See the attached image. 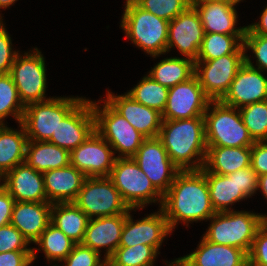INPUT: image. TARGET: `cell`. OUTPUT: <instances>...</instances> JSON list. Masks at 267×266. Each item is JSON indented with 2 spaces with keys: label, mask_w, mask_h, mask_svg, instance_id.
<instances>
[{
  "label": "cell",
  "mask_w": 267,
  "mask_h": 266,
  "mask_svg": "<svg viewBox=\"0 0 267 266\" xmlns=\"http://www.w3.org/2000/svg\"><path fill=\"white\" fill-rule=\"evenodd\" d=\"M161 209L172 231L179 222L188 227L191 222L211 218L216 212L205 174L201 170L180 171L163 195Z\"/></svg>",
  "instance_id": "1"
},
{
  "label": "cell",
  "mask_w": 267,
  "mask_h": 266,
  "mask_svg": "<svg viewBox=\"0 0 267 266\" xmlns=\"http://www.w3.org/2000/svg\"><path fill=\"white\" fill-rule=\"evenodd\" d=\"M158 138L180 171L203 168L207 152L204 117L162 120Z\"/></svg>",
  "instance_id": "2"
},
{
  "label": "cell",
  "mask_w": 267,
  "mask_h": 266,
  "mask_svg": "<svg viewBox=\"0 0 267 266\" xmlns=\"http://www.w3.org/2000/svg\"><path fill=\"white\" fill-rule=\"evenodd\" d=\"M120 27L126 38L153 58L167 53L169 21L126 0Z\"/></svg>",
  "instance_id": "3"
},
{
  "label": "cell",
  "mask_w": 267,
  "mask_h": 266,
  "mask_svg": "<svg viewBox=\"0 0 267 266\" xmlns=\"http://www.w3.org/2000/svg\"><path fill=\"white\" fill-rule=\"evenodd\" d=\"M264 214L248 211L216 212L203 237L209 242L233 246L249 253L257 230L264 224Z\"/></svg>",
  "instance_id": "4"
},
{
  "label": "cell",
  "mask_w": 267,
  "mask_h": 266,
  "mask_svg": "<svg viewBox=\"0 0 267 266\" xmlns=\"http://www.w3.org/2000/svg\"><path fill=\"white\" fill-rule=\"evenodd\" d=\"M205 119V139L207 147H251L254 144L239 109L210 101Z\"/></svg>",
  "instance_id": "5"
},
{
  "label": "cell",
  "mask_w": 267,
  "mask_h": 266,
  "mask_svg": "<svg viewBox=\"0 0 267 266\" xmlns=\"http://www.w3.org/2000/svg\"><path fill=\"white\" fill-rule=\"evenodd\" d=\"M92 102L95 131L112 147L116 158H132L146 137L137 131L106 100L102 108ZM117 151V152H116Z\"/></svg>",
  "instance_id": "6"
},
{
  "label": "cell",
  "mask_w": 267,
  "mask_h": 266,
  "mask_svg": "<svg viewBox=\"0 0 267 266\" xmlns=\"http://www.w3.org/2000/svg\"><path fill=\"white\" fill-rule=\"evenodd\" d=\"M131 209H143L149 203H160L163 195L132 158H116L108 176Z\"/></svg>",
  "instance_id": "7"
},
{
  "label": "cell",
  "mask_w": 267,
  "mask_h": 266,
  "mask_svg": "<svg viewBox=\"0 0 267 266\" xmlns=\"http://www.w3.org/2000/svg\"><path fill=\"white\" fill-rule=\"evenodd\" d=\"M84 98L52 97L44 102L28 104L21 124L28 140L48 141L62 121Z\"/></svg>",
  "instance_id": "8"
},
{
  "label": "cell",
  "mask_w": 267,
  "mask_h": 266,
  "mask_svg": "<svg viewBox=\"0 0 267 266\" xmlns=\"http://www.w3.org/2000/svg\"><path fill=\"white\" fill-rule=\"evenodd\" d=\"M74 204L89 219L127 214L131 209L108 176L87 177Z\"/></svg>",
  "instance_id": "9"
},
{
  "label": "cell",
  "mask_w": 267,
  "mask_h": 266,
  "mask_svg": "<svg viewBox=\"0 0 267 266\" xmlns=\"http://www.w3.org/2000/svg\"><path fill=\"white\" fill-rule=\"evenodd\" d=\"M45 58L38 48L31 52H25L22 56L19 53L9 74L18 90L21 102L26 107L28 104L44 102L47 88Z\"/></svg>",
  "instance_id": "10"
},
{
  "label": "cell",
  "mask_w": 267,
  "mask_h": 266,
  "mask_svg": "<svg viewBox=\"0 0 267 266\" xmlns=\"http://www.w3.org/2000/svg\"><path fill=\"white\" fill-rule=\"evenodd\" d=\"M242 44L233 54L207 61H195V76L211 101H220L227 93L238 69L245 62Z\"/></svg>",
  "instance_id": "11"
},
{
  "label": "cell",
  "mask_w": 267,
  "mask_h": 266,
  "mask_svg": "<svg viewBox=\"0 0 267 266\" xmlns=\"http://www.w3.org/2000/svg\"><path fill=\"white\" fill-rule=\"evenodd\" d=\"M132 159L162 195L168 191L180 172L158 137L146 138Z\"/></svg>",
  "instance_id": "12"
},
{
  "label": "cell",
  "mask_w": 267,
  "mask_h": 266,
  "mask_svg": "<svg viewBox=\"0 0 267 266\" xmlns=\"http://www.w3.org/2000/svg\"><path fill=\"white\" fill-rule=\"evenodd\" d=\"M211 100L194 75L189 80L169 88L162 120H183L204 117Z\"/></svg>",
  "instance_id": "13"
},
{
  "label": "cell",
  "mask_w": 267,
  "mask_h": 266,
  "mask_svg": "<svg viewBox=\"0 0 267 266\" xmlns=\"http://www.w3.org/2000/svg\"><path fill=\"white\" fill-rule=\"evenodd\" d=\"M115 159L112 147L96 131L70 151V164L87 177L109 176Z\"/></svg>",
  "instance_id": "14"
},
{
  "label": "cell",
  "mask_w": 267,
  "mask_h": 266,
  "mask_svg": "<svg viewBox=\"0 0 267 266\" xmlns=\"http://www.w3.org/2000/svg\"><path fill=\"white\" fill-rule=\"evenodd\" d=\"M205 32L193 5L169 22L167 52L175 46L182 56L197 60Z\"/></svg>",
  "instance_id": "15"
},
{
  "label": "cell",
  "mask_w": 267,
  "mask_h": 266,
  "mask_svg": "<svg viewBox=\"0 0 267 266\" xmlns=\"http://www.w3.org/2000/svg\"><path fill=\"white\" fill-rule=\"evenodd\" d=\"M95 131L92 102L84 99L62 120L48 142L71 151Z\"/></svg>",
  "instance_id": "16"
},
{
  "label": "cell",
  "mask_w": 267,
  "mask_h": 266,
  "mask_svg": "<svg viewBox=\"0 0 267 266\" xmlns=\"http://www.w3.org/2000/svg\"><path fill=\"white\" fill-rule=\"evenodd\" d=\"M126 214L124 227L120 237L119 247H131L137 244L153 246L158 252L166 236L172 233L164 212L160 208L158 212L133 221L130 214Z\"/></svg>",
  "instance_id": "17"
},
{
  "label": "cell",
  "mask_w": 267,
  "mask_h": 266,
  "mask_svg": "<svg viewBox=\"0 0 267 266\" xmlns=\"http://www.w3.org/2000/svg\"><path fill=\"white\" fill-rule=\"evenodd\" d=\"M263 73L244 62L220 101L240 109L246 105L267 100V77Z\"/></svg>",
  "instance_id": "18"
},
{
  "label": "cell",
  "mask_w": 267,
  "mask_h": 266,
  "mask_svg": "<svg viewBox=\"0 0 267 266\" xmlns=\"http://www.w3.org/2000/svg\"><path fill=\"white\" fill-rule=\"evenodd\" d=\"M106 101L146 138L158 137L162 113L135 101L129 94L114 95L107 90Z\"/></svg>",
  "instance_id": "19"
},
{
  "label": "cell",
  "mask_w": 267,
  "mask_h": 266,
  "mask_svg": "<svg viewBox=\"0 0 267 266\" xmlns=\"http://www.w3.org/2000/svg\"><path fill=\"white\" fill-rule=\"evenodd\" d=\"M2 183L15 202L49 203L43 173L29 167L25 162L7 172Z\"/></svg>",
  "instance_id": "20"
},
{
  "label": "cell",
  "mask_w": 267,
  "mask_h": 266,
  "mask_svg": "<svg viewBox=\"0 0 267 266\" xmlns=\"http://www.w3.org/2000/svg\"><path fill=\"white\" fill-rule=\"evenodd\" d=\"M125 219L126 214L89 219L81 244L99 254L101 248L106 249L104 259L107 261L119 247Z\"/></svg>",
  "instance_id": "21"
},
{
  "label": "cell",
  "mask_w": 267,
  "mask_h": 266,
  "mask_svg": "<svg viewBox=\"0 0 267 266\" xmlns=\"http://www.w3.org/2000/svg\"><path fill=\"white\" fill-rule=\"evenodd\" d=\"M179 259L184 266H249L246 251L209 242L203 236L195 251Z\"/></svg>",
  "instance_id": "22"
},
{
  "label": "cell",
  "mask_w": 267,
  "mask_h": 266,
  "mask_svg": "<svg viewBox=\"0 0 267 266\" xmlns=\"http://www.w3.org/2000/svg\"><path fill=\"white\" fill-rule=\"evenodd\" d=\"M199 13L205 33L227 35H244L246 26L235 27L237 24L236 4L222 1H203L193 4Z\"/></svg>",
  "instance_id": "23"
},
{
  "label": "cell",
  "mask_w": 267,
  "mask_h": 266,
  "mask_svg": "<svg viewBox=\"0 0 267 266\" xmlns=\"http://www.w3.org/2000/svg\"><path fill=\"white\" fill-rule=\"evenodd\" d=\"M44 188L49 203L74 202L87 176L71 164L43 172Z\"/></svg>",
  "instance_id": "24"
},
{
  "label": "cell",
  "mask_w": 267,
  "mask_h": 266,
  "mask_svg": "<svg viewBox=\"0 0 267 266\" xmlns=\"http://www.w3.org/2000/svg\"><path fill=\"white\" fill-rule=\"evenodd\" d=\"M51 203L15 202L10 224L16 227L29 243H35L51 219Z\"/></svg>",
  "instance_id": "25"
},
{
  "label": "cell",
  "mask_w": 267,
  "mask_h": 266,
  "mask_svg": "<svg viewBox=\"0 0 267 266\" xmlns=\"http://www.w3.org/2000/svg\"><path fill=\"white\" fill-rule=\"evenodd\" d=\"M251 147H207L202 172L229 175L250 166Z\"/></svg>",
  "instance_id": "26"
},
{
  "label": "cell",
  "mask_w": 267,
  "mask_h": 266,
  "mask_svg": "<svg viewBox=\"0 0 267 266\" xmlns=\"http://www.w3.org/2000/svg\"><path fill=\"white\" fill-rule=\"evenodd\" d=\"M25 163L39 172L70 165V151L48 141L28 140Z\"/></svg>",
  "instance_id": "27"
},
{
  "label": "cell",
  "mask_w": 267,
  "mask_h": 266,
  "mask_svg": "<svg viewBox=\"0 0 267 266\" xmlns=\"http://www.w3.org/2000/svg\"><path fill=\"white\" fill-rule=\"evenodd\" d=\"M20 130L0 125V174L4 176L17 165L25 162L28 142L25 129L19 123Z\"/></svg>",
  "instance_id": "28"
},
{
  "label": "cell",
  "mask_w": 267,
  "mask_h": 266,
  "mask_svg": "<svg viewBox=\"0 0 267 266\" xmlns=\"http://www.w3.org/2000/svg\"><path fill=\"white\" fill-rule=\"evenodd\" d=\"M88 216L74 202L53 203L50 222L76 244L84 238Z\"/></svg>",
  "instance_id": "29"
},
{
  "label": "cell",
  "mask_w": 267,
  "mask_h": 266,
  "mask_svg": "<svg viewBox=\"0 0 267 266\" xmlns=\"http://www.w3.org/2000/svg\"><path fill=\"white\" fill-rule=\"evenodd\" d=\"M208 182L209 195L215 212H227L233 210L230 205L247 200V198L238 191L236 184V175H218L210 172H203Z\"/></svg>",
  "instance_id": "30"
},
{
  "label": "cell",
  "mask_w": 267,
  "mask_h": 266,
  "mask_svg": "<svg viewBox=\"0 0 267 266\" xmlns=\"http://www.w3.org/2000/svg\"><path fill=\"white\" fill-rule=\"evenodd\" d=\"M148 75L162 86L171 88L195 75V61L187 57L164 58L149 71Z\"/></svg>",
  "instance_id": "31"
},
{
  "label": "cell",
  "mask_w": 267,
  "mask_h": 266,
  "mask_svg": "<svg viewBox=\"0 0 267 266\" xmlns=\"http://www.w3.org/2000/svg\"><path fill=\"white\" fill-rule=\"evenodd\" d=\"M35 244L44 252L48 262H62L76 243L50 222Z\"/></svg>",
  "instance_id": "32"
},
{
  "label": "cell",
  "mask_w": 267,
  "mask_h": 266,
  "mask_svg": "<svg viewBox=\"0 0 267 266\" xmlns=\"http://www.w3.org/2000/svg\"><path fill=\"white\" fill-rule=\"evenodd\" d=\"M244 41V35L205 33L196 61H207L233 54Z\"/></svg>",
  "instance_id": "33"
},
{
  "label": "cell",
  "mask_w": 267,
  "mask_h": 266,
  "mask_svg": "<svg viewBox=\"0 0 267 266\" xmlns=\"http://www.w3.org/2000/svg\"><path fill=\"white\" fill-rule=\"evenodd\" d=\"M168 91L169 88L162 86L152 77L146 75L126 93L140 104L163 113L167 104Z\"/></svg>",
  "instance_id": "34"
},
{
  "label": "cell",
  "mask_w": 267,
  "mask_h": 266,
  "mask_svg": "<svg viewBox=\"0 0 267 266\" xmlns=\"http://www.w3.org/2000/svg\"><path fill=\"white\" fill-rule=\"evenodd\" d=\"M157 253L153 246L144 244L118 247L107 262L111 266H154Z\"/></svg>",
  "instance_id": "35"
},
{
  "label": "cell",
  "mask_w": 267,
  "mask_h": 266,
  "mask_svg": "<svg viewBox=\"0 0 267 266\" xmlns=\"http://www.w3.org/2000/svg\"><path fill=\"white\" fill-rule=\"evenodd\" d=\"M24 109L11 75L0 74V125L5 124V118L10 115L21 123Z\"/></svg>",
  "instance_id": "36"
},
{
  "label": "cell",
  "mask_w": 267,
  "mask_h": 266,
  "mask_svg": "<svg viewBox=\"0 0 267 266\" xmlns=\"http://www.w3.org/2000/svg\"><path fill=\"white\" fill-rule=\"evenodd\" d=\"M239 112L253 141H267V100L241 107Z\"/></svg>",
  "instance_id": "37"
},
{
  "label": "cell",
  "mask_w": 267,
  "mask_h": 266,
  "mask_svg": "<svg viewBox=\"0 0 267 266\" xmlns=\"http://www.w3.org/2000/svg\"><path fill=\"white\" fill-rule=\"evenodd\" d=\"M143 10L167 21L176 18L191 4L190 0H133Z\"/></svg>",
  "instance_id": "38"
},
{
  "label": "cell",
  "mask_w": 267,
  "mask_h": 266,
  "mask_svg": "<svg viewBox=\"0 0 267 266\" xmlns=\"http://www.w3.org/2000/svg\"><path fill=\"white\" fill-rule=\"evenodd\" d=\"M245 52L251 49L256 57V65L250 59V56L245 53V62L253 68L267 72V35L253 34L247 27L244 34L243 41ZM257 66V67H256Z\"/></svg>",
  "instance_id": "39"
},
{
  "label": "cell",
  "mask_w": 267,
  "mask_h": 266,
  "mask_svg": "<svg viewBox=\"0 0 267 266\" xmlns=\"http://www.w3.org/2000/svg\"><path fill=\"white\" fill-rule=\"evenodd\" d=\"M30 243L22 233L12 224L0 227V253L11 251H33V262L36 259V251L39 248L28 247ZM35 249V250H34Z\"/></svg>",
  "instance_id": "40"
},
{
  "label": "cell",
  "mask_w": 267,
  "mask_h": 266,
  "mask_svg": "<svg viewBox=\"0 0 267 266\" xmlns=\"http://www.w3.org/2000/svg\"><path fill=\"white\" fill-rule=\"evenodd\" d=\"M100 256L93 249L78 243L62 262L63 266H102L107 261L105 259L101 261Z\"/></svg>",
  "instance_id": "41"
},
{
  "label": "cell",
  "mask_w": 267,
  "mask_h": 266,
  "mask_svg": "<svg viewBox=\"0 0 267 266\" xmlns=\"http://www.w3.org/2000/svg\"><path fill=\"white\" fill-rule=\"evenodd\" d=\"M249 266H267V225L263 224L256 232L248 253Z\"/></svg>",
  "instance_id": "42"
},
{
  "label": "cell",
  "mask_w": 267,
  "mask_h": 266,
  "mask_svg": "<svg viewBox=\"0 0 267 266\" xmlns=\"http://www.w3.org/2000/svg\"><path fill=\"white\" fill-rule=\"evenodd\" d=\"M5 24L0 20V74H8L19 51H13L12 40Z\"/></svg>",
  "instance_id": "43"
},
{
  "label": "cell",
  "mask_w": 267,
  "mask_h": 266,
  "mask_svg": "<svg viewBox=\"0 0 267 266\" xmlns=\"http://www.w3.org/2000/svg\"><path fill=\"white\" fill-rule=\"evenodd\" d=\"M234 175H236L238 191H241L247 199L254 196L258 187V174L251 166L234 172Z\"/></svg>",
  "instance_id": "44"
},
{
  "label": "cell",
  "mask_w": 267,
  "mask_h": 266,
  "mask_svg": "<svg viewBox=\"0 0 267 266\" xmlns=\"http://www.w3.org/2000/svg\"><path fill=\"white\" fill-rule=\"evenodd\" d=\"M250 166L258 176L267 173V141H257L251 146Z\"/></svg>",
  "instance_id": "45"
},
{
  "label": "cell",
  "mask_w": 267,
  "mask_h": 266,
  "mask_svg": "<svg viewBox=\"0 0 267 266\" xmlns=\"http://www.w3.org/2000/svg\"><path fill=\"white\" fill-rule=\"evenodd\" d=\"M33 251H11L0 253V266H30Z\"/></svg>",
  "instance_id": "46"
},
{
  "label": "cell",
  "mask_w": 267,
  "mask_h": 266,
  "mask_svg": "<svg viewBox=\"0 0 267 266\" xmlns=\"http://www.w3.org/2000/svg\"><path fill=\"white\" fill-rule=\"evenodd\" d=\"M15 204L14 198L7 192V190L0 187V227L10 224L13 206Z\"/></svg>",
  "instance_id": "47"
},
{
  "label": "cell",
  "mask_w": 267,
  "mask_h": 266,
  "mask_svg": "<svg viewBox=\"0 0 267 266\" xmlns=\"http://www.w3.org/2000/svg\"><path fill=\"white\" fill-rule=\"evenodd\" d=\"M253 34L267 35V6L261 13L259 22L246 26Z\"/></svg>",
  "instance_id": "48"
},
{
  "label": "cell",
  "mask_w": 267,
  "mask_h": 266,
  "mask_svg": "<svg viewBox=\"0 0 267 266\" xmlns=\"http://www.w3.org/2000/svg\"><path fill=\"white\" fill-rule=\"evenodd\" d=\"M261 190L263 197L267 199V173L258 176V187L257 191Z\"/></svg>",
  "instance_id": "49"
},
{
  "label": "cell",
  "mask_w": 267,
  "mask_h": 266,
  "mask_svg": "<svg viewBox=\"0 0 267 266\" xmlns=\"http://www.w3.org/2000/svg\"><path fill=\"white\" fill-rule=\"evenodd\" d=\"M17 0H0V9H6V8H9L11 7L12 5H14V3L16 2ZM2 19V16L0 15V20Z\"/></svg>",
  "instance_id": "50"
},
{
  "label": "cell",
  "mask_w": 267,
  "mask_h": 266,
  "mask_svg": "<svg viewBox=\"0 0 267 266\" xmlns=\"http://www.w3.org/2000/svg\"><path fill=\"white\" fill-rule=\"evenodd\" d=\"M203 1H222V2H227L231 4H238L239 2L243 0H190V4L193 5L195 3L203 2Z\"/></svg>",
  "instance_id": "51"
},
{
  "label": "cell",
  "mask_w": 267,
  "mask_h": 266,
  "mask_svg": "<svg viewBox=\"0 0 267 266\" xmlns=\"http://www.w3.org/2000/svg\"><path fill=\"white\" fill-rule=\"evenodd\" d=\"M166 263H167L168 266H183V263L179 258L175 259L170 264H168V262H166Z\"/></svg>",
  "instance_id": "52"
},
{
  "label": "cell",
  "mask_w": 267,
  "mask_h": 266,
  "mask_svg": "<svg viewBox=\"0 0 267 266\" xmlns=\"http://www.w3.org/2000/svg\"><path fill=\"white\" fill-rule=\"evenodd\" d=\"M263 218H264V224L267 225V215L265 214V215L263 216Z\"/></svg>",
  "instance_id": "53"
},
{
  "label": "cell",
  "mask_w": 267,
  "mask_h": 266,
  "mask_svg": "<svg viewBox=\"0 0 267 266\" xmlns=\"http://www.w3.org/2000/svg\"><path fill=\"white\" fill-rule=\"evenodd\" d=\"M1 181H3V176L0 174V187L3 186V183H1Z\"/></svg>",
  "instance_id": "54"
},
{
  "label": "cell",
  "mask_w": 267,
  "mask_h": 266,
  "mask_svg": "<svg viewBox=\"0 0 267 266\" xmlns=\"http://www.w3.org/2000/svg\"><path fill=\"white\" fill-rule=\"evenodd\" d=\"M102 266H111V265L108 262H106Z\"/></svg>",
  "instance_id": "55"
}]
</instances>
